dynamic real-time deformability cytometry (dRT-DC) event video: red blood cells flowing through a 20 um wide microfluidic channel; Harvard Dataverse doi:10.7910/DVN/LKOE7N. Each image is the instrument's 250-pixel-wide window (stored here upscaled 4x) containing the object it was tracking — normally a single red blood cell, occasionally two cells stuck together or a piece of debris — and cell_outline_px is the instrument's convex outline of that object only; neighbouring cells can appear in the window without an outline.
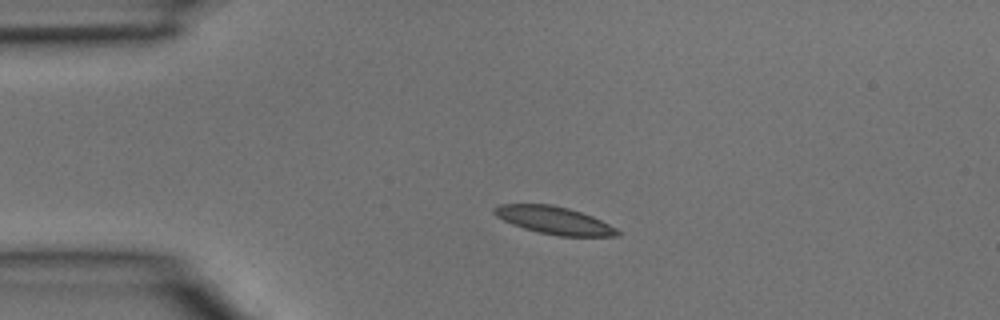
{"species": "common noctule bat (a hibernating species)", "species_latin": "Nyctalus noctula", "temperature_condition": "room temperature", "stored_images_in_passage": 2, "camera_frame_rate_fps": 3000, "um_per_image_px": 0.085, "animal": {"sex": "male", "body_mass_g": 15.6}, "frame": {"image": 1, "passage_image": 1, "time_ms": 0.0, "image_size_px": [1000, 320], "cell_outline_px": [[620, 236], [560, 236], [540, 232], [524, 228], [512, 224], [496, 216], [492, 212], [492, 208], [500, 204], [552, 204], [568, 208], [592, 216], [616, 228], [620, 232]], "centroid_in_image_um": [47.08, 18.72], "position_along_channel_um": 37.9, "area_um2": 19.65}}